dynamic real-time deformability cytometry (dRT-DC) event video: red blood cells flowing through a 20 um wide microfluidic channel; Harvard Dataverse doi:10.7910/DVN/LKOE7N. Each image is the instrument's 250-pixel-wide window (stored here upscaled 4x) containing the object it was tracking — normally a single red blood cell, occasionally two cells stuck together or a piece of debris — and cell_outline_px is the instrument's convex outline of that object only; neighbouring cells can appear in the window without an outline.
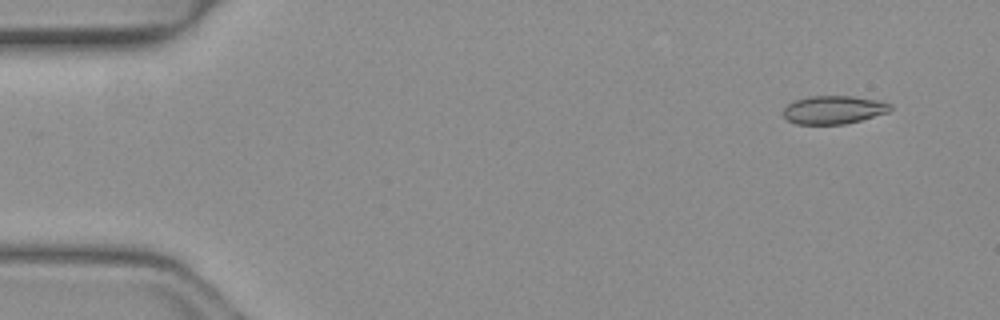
{"species": "common noctule bat (a hibernating species)", "species_latin": "Nyctalus noctula", "temperature_condition": "warm", "stored_images_in_passage": 7, "camera_frame_rate_fps": 3000, "um_per_image_px": 0.085, "animal": {"sex": "female", "body_mass_g": 19.3, "forearm_length_mm": 54.1}, "frame": {"image": 1, "passage_image": 1, "time_ms": 0.0, "image_size_px": [1000, 320], "cell_outline_px": [[892, 108], [888, 112], [860, 120], [844, 124], [796, 124], [788, 120], [784, 116], [784, 108], [788, 104], [796, 100], [808, 96], [852, 96], [876, 100], [892, 104]], "centroid_in_image_um": [70.85, 9.33], "position_along_channel_um": 14.1, "area_um2": 17.46}}